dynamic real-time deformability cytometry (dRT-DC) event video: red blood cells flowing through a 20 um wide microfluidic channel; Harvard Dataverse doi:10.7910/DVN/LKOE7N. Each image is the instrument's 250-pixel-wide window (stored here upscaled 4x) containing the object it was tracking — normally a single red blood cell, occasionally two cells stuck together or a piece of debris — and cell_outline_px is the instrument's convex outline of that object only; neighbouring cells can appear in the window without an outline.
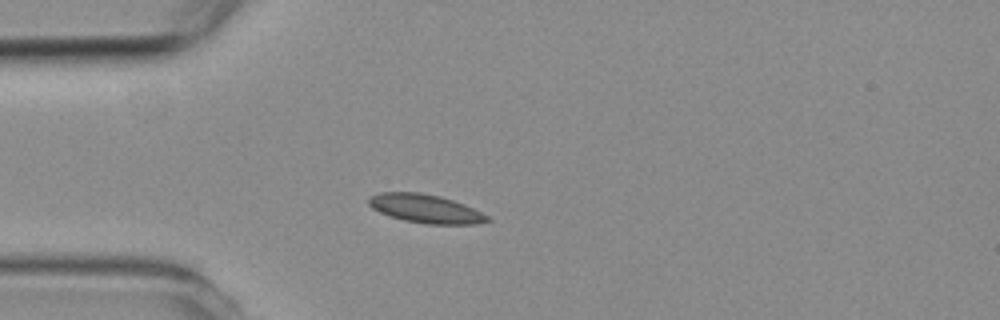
{"species": "common noctule bat (a hibernating species)", "species_latin": "Nyctalus noctula", "temperature_condition": "room temperature", "stored_images_in_passage": 4, "camera_frame_rate_fps": 3000, "um_per_image_px": 0.085, "animal": {"sex": "female", "body_mass_g": 19.3, "forearm_length_mm": 54.1}, "frame": {"image": 1, "passage_image": 2, "time_ms": 1.333, "image_size_px": [1000, 320], "cell_outline_px": [[492, 220], [476, 224], [428, 224], [404, 220], [380, 212], [372, 208], [368, 204], [368, 196], [380, 192], [420, 192], [440, 196], [464, 204], [488, 216]], "centroid_in_image_um": [36.15, 17.73], "position_along_channel_um": 48.9, "area_um2": 19.65}}
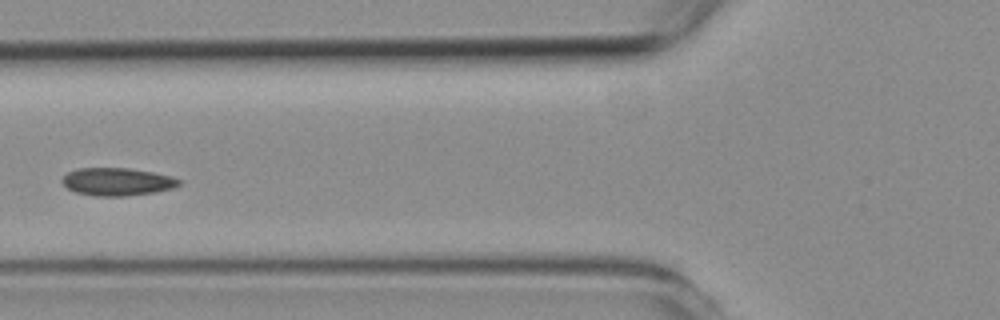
{"frame": {"image": 2, "passage_image": 4, "time_ms": 3.333, "image_size_px": [1000, 320], "cell_outline_px": [[180, 184], [172, 188], [156, 192], [124, 196], [96, 196], [76, 192], [68, 188], [60, 180], [68, 172], [76, 168], [128, 168], [152, 172], [172, 176], [180, 180]], "centroid_in_image_um": [9.95, 15.44], "position_along_channel_um": 115.8, "area_um2": 18.84}}